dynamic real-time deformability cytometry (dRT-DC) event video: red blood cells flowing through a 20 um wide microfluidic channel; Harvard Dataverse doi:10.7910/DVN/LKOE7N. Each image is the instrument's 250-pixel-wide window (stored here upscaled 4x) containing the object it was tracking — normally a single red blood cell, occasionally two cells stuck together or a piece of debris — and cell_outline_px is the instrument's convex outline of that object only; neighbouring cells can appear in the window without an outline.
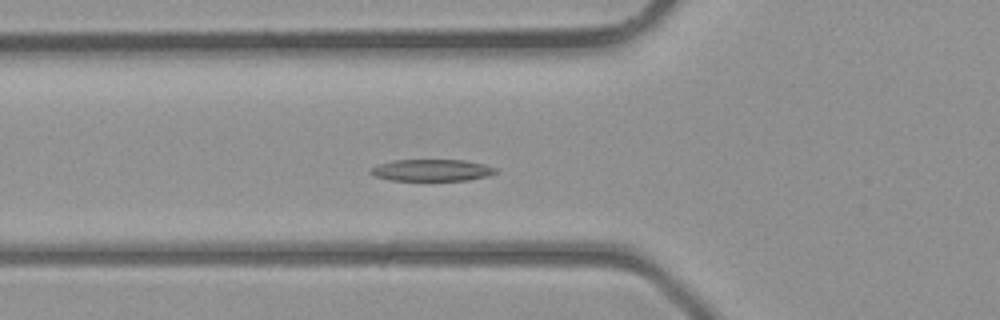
{"species": "common noctule bat (a hibernating species)", "species_latin": "Nyctalus noctula", "temperature_condition": "room temperature", "stored_images_in_passage": 35, "camera_frame_rate_fps": 3000, "um_per_image_px": 0.085, "animal": {"sex": "male", "body_mass_g": 23.1, "forearm_length_mm": 52.7}, "frame": {"image": 1, "passage_image": 7, "time_ms": 2.0, "image_size_px": [1000, 320], "cell_outline_px": [[496, 172], [488, 176], [468, 180], [388, 180], [376, 176], [368, 172], [368, 168], [376, 164], [396, 160], [464, 160], [484, 164], [496, 168]], "centroid_in_image_um": [36.65, 14.46], "position_along_channel_um": 89.2, "area_um2": 15.9}}
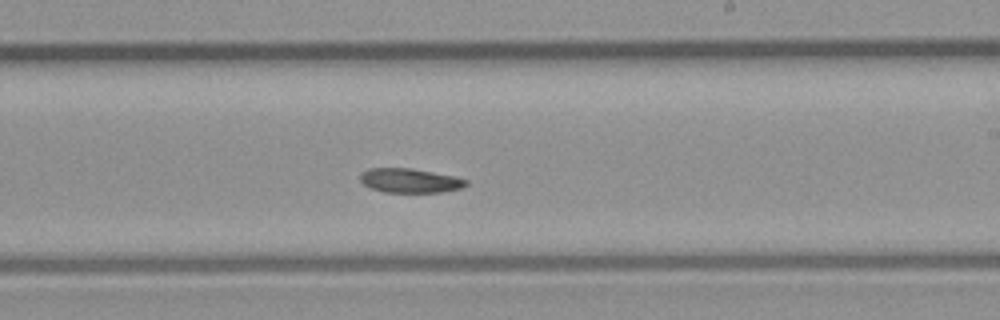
{"frame": {"image": 2, "passage_image": 17, "time_ms": 5.333, "image_size_px": [1000, 320], "cell_outline_px": [[468, 184], [460, 188], [444, 192], [384, 192], [372, 188], [364, 184], [360, 180], [360, 172], [368, 168], [412, 168], [452, 176], [468, 180]], "centroid_in_image_um": [34.82, 15.34], "position_along_channel_um": 254.2, "area_um2": 14.91}}
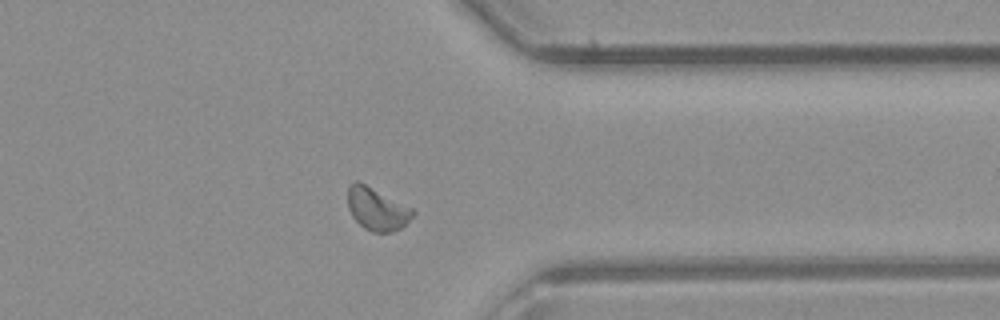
{"frame": {"image": 3, "passage_image": 25, "time_ms": 8.0, "image_size_px": [1000, 320], "cell_outline_px": [[416, 212], [400, 228], [392, 232], [372, 232], [364, 228], [352, 216], [348, 208], [348, 184], [352, 180], [356, 180], [412, 208]], "centroid_in_image_um": [32.0, 17.76], "position_along_channel_um": 379.4, "area_um2": 15.9}}